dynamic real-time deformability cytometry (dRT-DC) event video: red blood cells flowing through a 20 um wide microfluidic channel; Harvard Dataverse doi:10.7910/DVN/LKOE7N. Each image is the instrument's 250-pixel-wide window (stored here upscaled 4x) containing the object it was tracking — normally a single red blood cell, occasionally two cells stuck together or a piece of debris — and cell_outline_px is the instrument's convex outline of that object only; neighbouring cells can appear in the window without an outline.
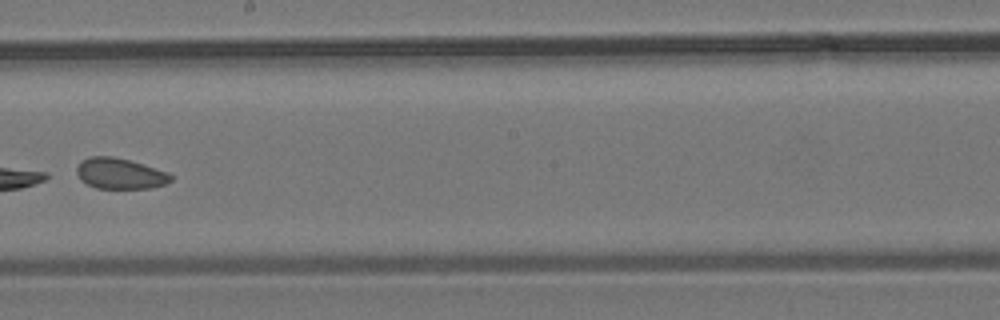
{"species": "common noctule bat (a hibernating species)", "species_latin": "Nyctalus noctula", "temperature_condition": "room temperature", "stored_images_in_passage": 10, "camera_frame_rate_fps": 3000, "um_per_image_px": 0.085, "animal": {"sex": "male", "body_mass_g": 19.2, "forearm_length_mm": 51.8}, "frame": {"image": 1, "passage_image": 9, "time_ms": 9.333, "image_size_px": [1000, 320], "cell_outline_px": [[172, 180], [164, 184], [152, 188], [96, 188], [80, 180], [76, 172], [76, 168], [84, 160], [92, 156], [112, 156], [128, 160], [168, 172], [172, 176]], "centroid_in_image_um": [10.2, 14.76], "position_along_channel_um": 238.0, "area_um2": 16.65}}
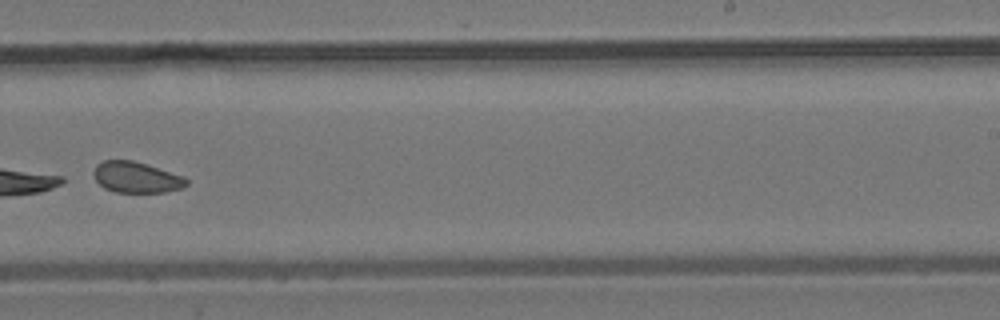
{"frame": {"image": 2, "passage_image": 10, "time_ms": 10.333, "image_size_px": [1000, 320], "cell_outline_px": [[188, 184], [184, 188], [164, 192], [116, 192], [104, 188], [96, 180], [92, 172], [96, 164], [104, 160], [132, 160], [148, 164], [184, 176], [188, 180]], "centroid_in_image_um": [11.6, 15.06], "position_along_channel_um": 277.4, "area_um2": 16.94}}